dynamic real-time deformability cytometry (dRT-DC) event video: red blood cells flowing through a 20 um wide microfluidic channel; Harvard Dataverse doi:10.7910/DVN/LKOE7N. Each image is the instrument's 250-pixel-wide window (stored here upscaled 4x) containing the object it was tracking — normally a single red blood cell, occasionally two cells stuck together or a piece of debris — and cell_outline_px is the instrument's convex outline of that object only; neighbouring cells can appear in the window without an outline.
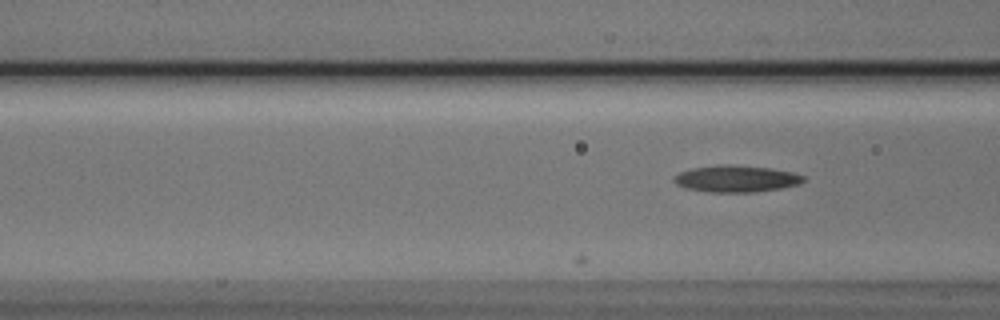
{"species": "Egyptian fruit bat (a non-hibernating species)", "species_latin": "Rousettus aegyptiacus", "temperature_condition": "cold", "stored_images_in_passage": 4, "camera_frame_rate_fps": 3000, "um_per_image_px": 0.085, "animal": {"sex": "male"}, "frame": {"image": 1, "passage_image": 4, "time_ms": 1.0, "image_size_px": [1000, 320], "cell_outline_px": [[804, 180], [800, 184], [780, 188], [756, 192], [708, 192], [684, 188], [676, 184], [672, 180], [680, 172], [692, 168], [716, 164], [728, 164], [768, 168], [792, 172], [804, 176]], "centroid_in_image_um": [62.54, 15.19], "position_along_channel_um": 104.1, "area_um2": 20.17}}